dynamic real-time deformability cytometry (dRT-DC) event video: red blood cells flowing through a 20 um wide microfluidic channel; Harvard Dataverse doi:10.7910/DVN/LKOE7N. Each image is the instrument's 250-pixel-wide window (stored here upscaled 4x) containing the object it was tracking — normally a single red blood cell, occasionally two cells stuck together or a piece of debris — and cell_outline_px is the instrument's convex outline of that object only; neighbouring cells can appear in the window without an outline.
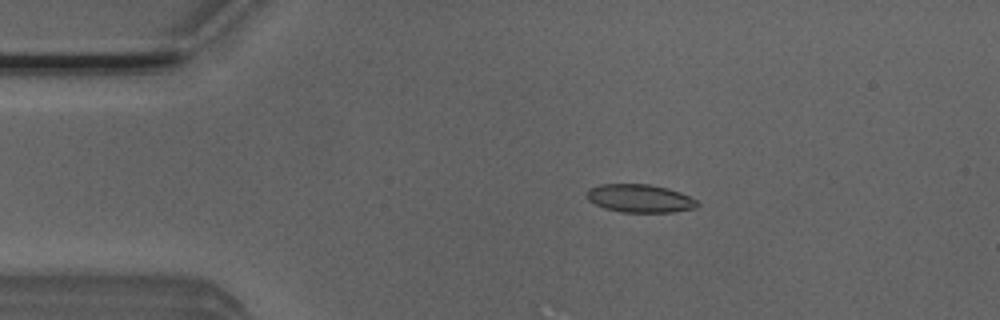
{"species": "Egyptian fruit bat (a non-hibernating species)", "species_latin": "Rousettus aegyptiacus", "temperature_condition": "room temperature", "stored_images_in_passage": 45, "camera_frame_rate_fps": 3000, "um_per_image_px": 0.085, "animal": {"sex": "male"}, "frame": {"image": 1, "passage_image": 2, "time_ms": 0.333, "image_size_px": [1000, 320], "cell_outline_px": [[700, 204], [696, 208], [672, 212], [624, 212], [604, 208], [588, 200], [588, 188], [600, 184], [648, 184], [668, 188], [680, 192], [696, 200]], "centroid_in_image_um": [54.4, 16.86], "position_along_channel_um": 30.6, "area_um2": 18.03}}
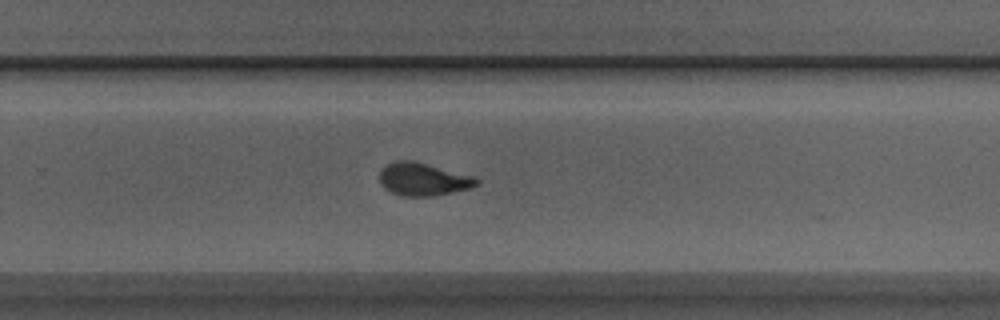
{"frame": {"image": 2, "passage_image": 26, "time_ms": 8.333, "image_size_px": [1000, 320], "cell_outline_px": [[480, 180], [476, 184], [468, 188], [452, 192], [432, 196], [404, 196], [392, 192], [384, 188], [380, 184], [380, 172], [388, 164], [396, 160], [412, 160], [476, 176]], "centroid_in_image_um": [35.97, 15.23], "position_along_channel_um": 293.8, "area_um2": 18.44}}
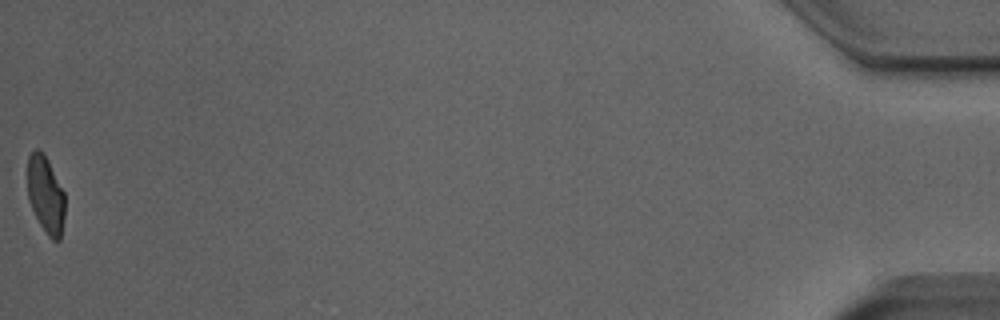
{"frame": {"image": 3, "passage_image": 45, "time_ms": 14.667, "image_size_px": [1000, 320], "cell_outline_px": [[64, 216], [60, 240], [52, 240], [48, 236], [40, 224], [28, 200], [28, 156], [36, 148], [40, 148], [44, 152], [64, 192]], "centroid_in_image_um": [3.88, 16.52], "position_along_channel_um": 431.3, "area_um2": 16.76}, "authors_computed_cell_mechanics": {"area_um2": 18.207, "velocity_mm_per_s": 3.8608, "shape_relaxation_time_tau1_ms": 5.634, "shape_relaxation_time_tau2_ms": 1.0391, "deformation_change_tau1": 0.1511, "deformation_change_tau2": 0.0613}}